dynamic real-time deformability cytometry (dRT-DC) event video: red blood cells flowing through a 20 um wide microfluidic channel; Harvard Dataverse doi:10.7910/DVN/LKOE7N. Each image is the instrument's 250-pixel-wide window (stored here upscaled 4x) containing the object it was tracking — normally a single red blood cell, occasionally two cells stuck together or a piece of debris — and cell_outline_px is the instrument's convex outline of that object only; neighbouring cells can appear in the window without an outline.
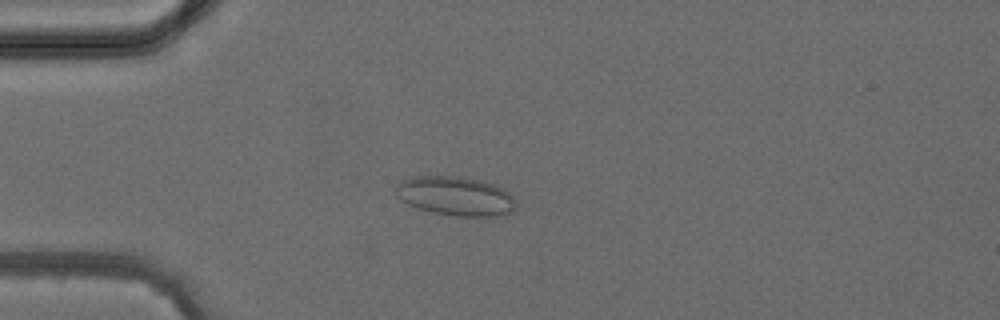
{"species": "common noctule bat (a hibernating species)", "species_latin": "Nyctalus noctula", "temperature_condition": "cold", "stored_images_in_passage": 2, "camera_frame_rate_fps": 3000, "um_per_image_px": 0.085, "animal": {"sex": "female", "body_mass_g": 24.6, "forearm_length_mm": 56.2}, "frame": {"image": 1, "passage_image": 2, "time_ms": 1.667, "image_size_px": [1000, 320], "cell_outline_px": [[516, 204], [512, 212], [504, 216], [456, 216], [432, 212], [416, 208], [400, 200], [396, 196], [396, 184], [412, 176], [456, 176], [480, 180], [504, 188], [516, 200]], "centroid_in_image_um": [38.72, 16.67], "position_along_channel_um": 46.3, "area_um2": 27.63}}